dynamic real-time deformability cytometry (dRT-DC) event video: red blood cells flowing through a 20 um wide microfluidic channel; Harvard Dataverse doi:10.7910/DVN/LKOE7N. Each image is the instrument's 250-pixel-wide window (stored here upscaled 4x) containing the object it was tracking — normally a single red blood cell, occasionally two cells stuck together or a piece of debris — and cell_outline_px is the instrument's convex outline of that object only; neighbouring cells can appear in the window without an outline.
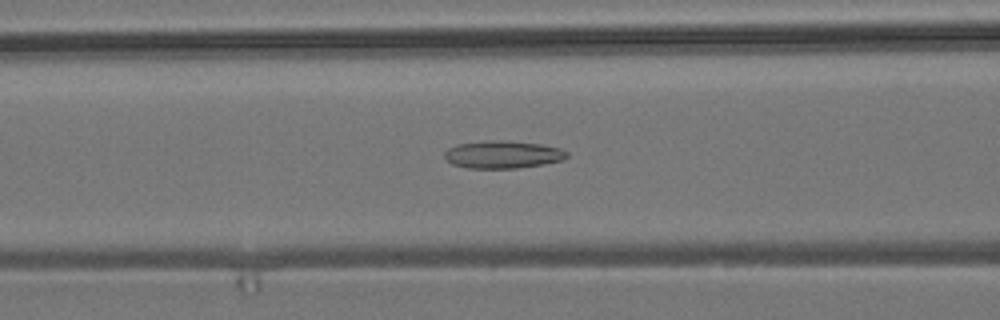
{"species": "common noctule bat (a hibernating species)", "species_latin": "Nyctalus noctula", "temperature_condition": "room temperature", "stored_images_in_passage": 55, "camera_frame_rate_fps": 3000, "um_per_image_px": 0.085, "animal": {"sex": "male", "body_mass_g": 19.2, "forearm_length_mm": 51.8}, "frame": {"image": 1, "passage_image": 22, "time_ms": 7.0, "image_size_px": [1000, 320], "cell_outline_px": [[568, 156], [564, 160], [544, 164], [516, 168], [468, 168], [452, 164], [444, 156], [444, 152], [448, 148], [456, 144], [484, 140], [508, 140], [540, 144], [560, 148], [568, 152]], "centroid_in_image_um": [42.74, 13.12], "position_along_channel_um": 123.9, "area_um2": 19.88}}
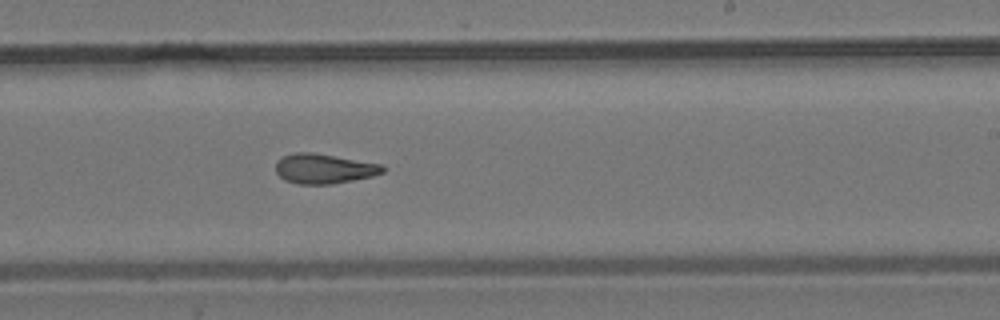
{"frame": {"image": 2, "passage_image": 33, "time_ms": 10.667, "image_size_px": [1000, 320], "cell_outline_px": [[388, 168], [384, 172], [372, 176], [332, 184], [296, 184], [284, 180], [276, 172], [276, 160], [292, 152], [312, 152], [384, 164]], "centroid_in_image_um": [27.56, 14.33], "position_along_channel_um": 261.4, "area_um2": 18.84}}
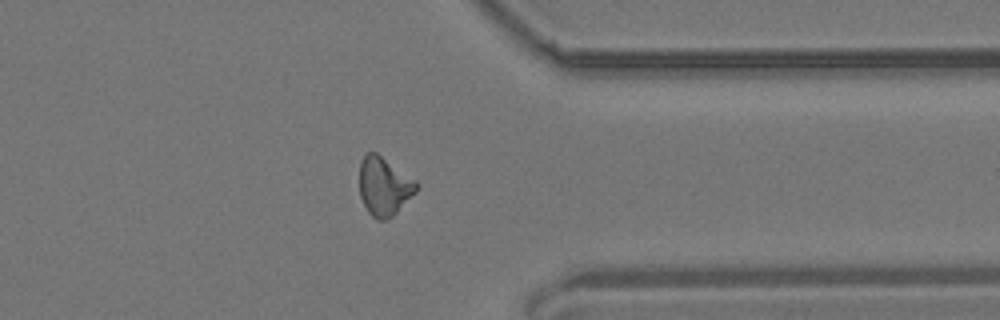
{"frame": {"image": 3, "passage_image": 43, "time_ms": 14.0, "image_size_px": [1000, 320], "cell_outline_px": [[420, 184], [416, 192], [392, 216], [384, 220], [376, 220], [368, 212], [360, 196], [360, 160], [364, 152], [376, 152], [416, 180]], "centroid_in_image_um": [32.64, 15.81], "position_along_channel_um": 378.8, "area_um2": 19.48}, "authors_computed_cell_mechanics": {"area_um2": 19.1318, "velocity_mm_per_s": 3.7516, "shape_relaxation_time_tau1_ms": null, "shape_relaxation_time_tau2_ms": 2.8155, "deformation_change_tau1": null, "deformation_change_tau2": 0.1192}}